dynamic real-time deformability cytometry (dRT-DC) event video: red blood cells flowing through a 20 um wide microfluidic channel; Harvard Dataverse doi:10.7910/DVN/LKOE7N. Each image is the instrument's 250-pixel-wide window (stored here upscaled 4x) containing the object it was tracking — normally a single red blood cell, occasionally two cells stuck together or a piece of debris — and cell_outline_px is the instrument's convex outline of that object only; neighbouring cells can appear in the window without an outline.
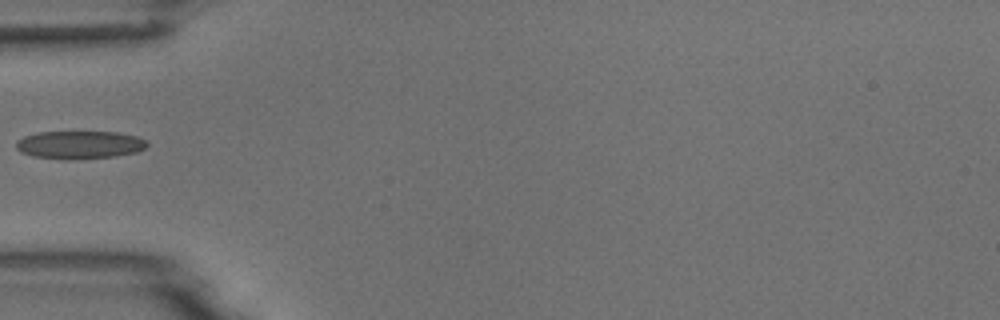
{"species": "common noctule bat (a hibernating species)", "species_latin": "Nyctalus noctula", "temperature_condition": "room temperature", "stored_images_in_passage": 2, "camera_frame_rate_fps": 3000, "um_per_image_px": 0.085, "animal": {"sex": "male", "body_mass_g": 18.8}, "frame": {"image": 1, "passage_image": 1, "time_ms": 0.0, "image_size_px": [1000, 320], "cell_outline_px": [[148, 144], [144, 148], [136, 152], [112, 156], [76, 160], [64, 160], [32, 156], [20, 152], [16, 148], [16, 140], [24, 136], [36, 132], [116, 132], [136, 136], [144, 140]], "centroid_in_image_um": [6.7, 12.31], "position_along_channel_um": 78.3, "area_um2": 21.44}}